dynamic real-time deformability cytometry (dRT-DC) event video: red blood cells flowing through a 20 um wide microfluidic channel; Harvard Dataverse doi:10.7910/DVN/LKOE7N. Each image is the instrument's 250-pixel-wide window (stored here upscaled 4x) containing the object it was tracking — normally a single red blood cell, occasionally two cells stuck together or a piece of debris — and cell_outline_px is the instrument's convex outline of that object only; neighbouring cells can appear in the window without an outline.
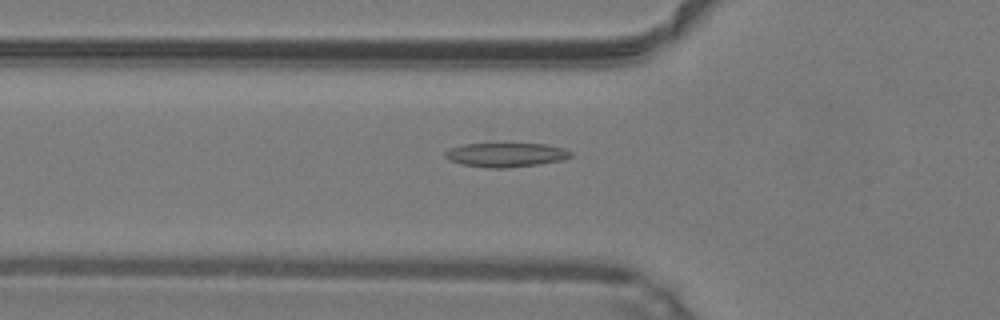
{"species": "common noctule bat (a hibernating species)", "species_latin": "Nyctalus noctula", "temperature_condition": "warm", "stored_images_in_passage": 38, "camera_frame_rate_fps": 3000, "um_per_image_px": 0.085, "animal": {"sex": "male", "body_mass_g": 19.2, "forearm_length_mm": 51.8}, "frame": {"image": 1, "passage_image": 12, "time_ms": 3.667, "image_size_px": [1000, 320], "cell_outline_px": [[572, 156], [564, 160], [540, 164], [504, 168], [488, 168], [464, 164], [448, 160], [444, 156], [444, 152], [448, 148], [464, 144], [544, 144], [564, 148], [572, 152]], "centroid_in_image_um": [43.0, 13.16], "position_along_channel_um": 82.8, "area_um2": 17.69}}
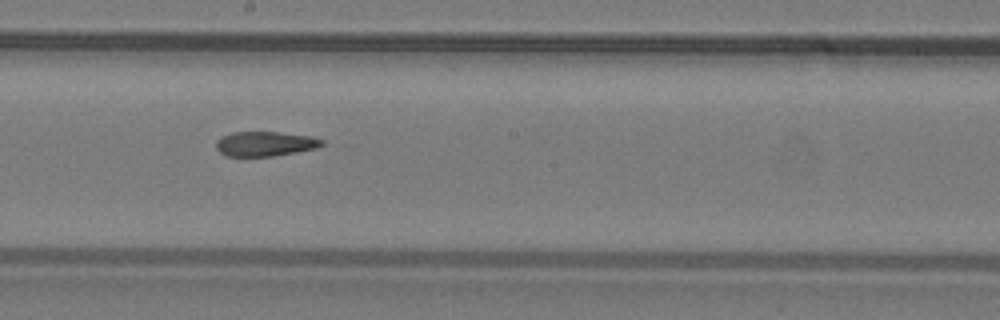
{"frame": {"image": 2, "passage_image": 22, "time_ms": 7.0, "image_size_px": [1000, 320], "cell_outline_px": [[324, 144], [316, 148], [296, 152], [272, 156], [224, 156], [216, 148], [216, 140], [220, 136], [232, 132], [276, 132], [312, 136], [324, 140]], "centroid_in_image_um": [22.51, 12.22], "position_along_channel_um": 225.7, "area_um2": 15.32}}
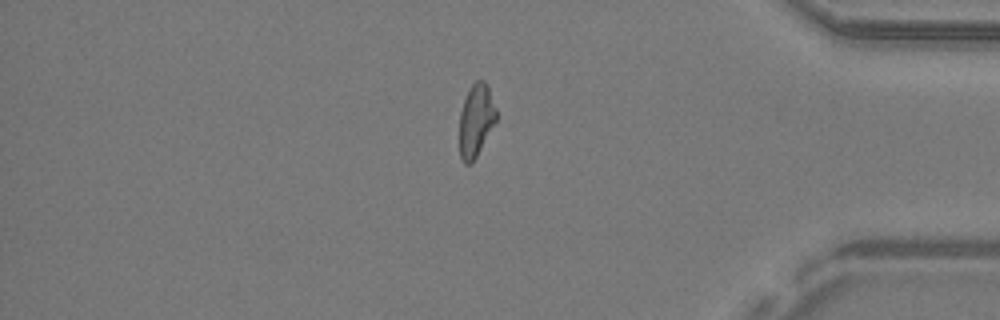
{"frame": {"image": 3, "passage_image": 36, "time_ms": 11.667, "image_size_px": [1000, 320], "cell_outline_px": [[500, 116], [476, 156], [468, 164], [464, 164], [460, 156], [460, 112], [464, 100], [472, 84], [476, 80], [484, 80], [488, 88]], "centroid_in_image_um": [40.49, 10.21], "position_along_channel_um": 394.7, "area_um2": 15.55}}